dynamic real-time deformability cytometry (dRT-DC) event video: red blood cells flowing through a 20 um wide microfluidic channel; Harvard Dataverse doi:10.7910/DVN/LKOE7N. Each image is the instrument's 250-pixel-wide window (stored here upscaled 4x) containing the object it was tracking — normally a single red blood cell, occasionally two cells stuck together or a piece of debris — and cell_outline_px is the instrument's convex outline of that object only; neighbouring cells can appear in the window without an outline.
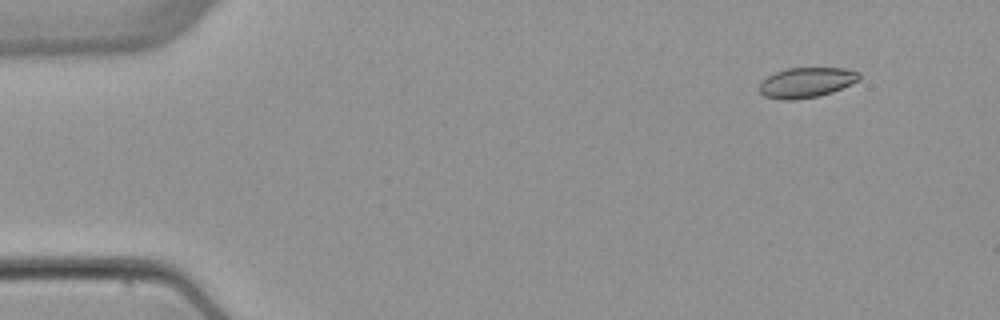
{"species": "common noctule bat (a hibernating species)", "species_latin": "Nyctalus noctula", "temperature_condition": "warm", "stored_images_in_passage": 3, "camera_frame_rate_fps": 3000, "um_per_image_px": 0.085, "animal": {"sex": "female", "body_mass_g": 22.7, "forearm_length_mm": 54.2}, "frame": {"image": 1, "passage_image": 1, "time_ms": 0.0, "image_size_px": [1000, 320], "cell_outline_px": [[860, 80], [852, 84], [832, 92], [816, 96], [796, 100], [784, 100], [764, 96], [756, 88], [760, 80], [784, 68], [844, 68], [860, 72]], "centroid_in_image_um": [68.51, 7.01], "position_along_channel_um": 16.5, "area_um2": 17.8}}
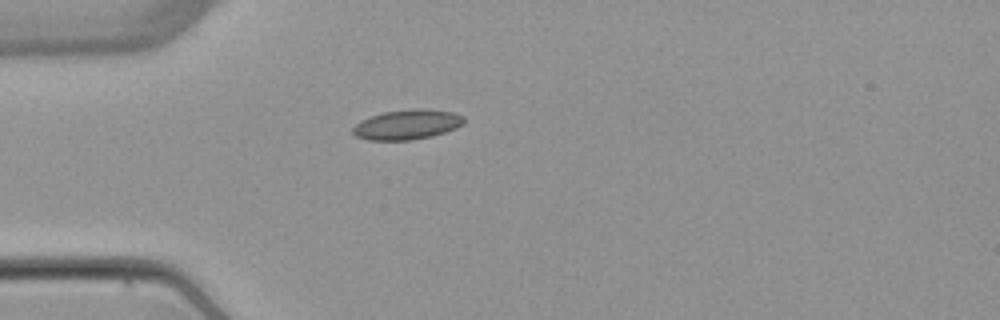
{"frame": {"image": 2, "passage_image": 3, "time_ms": 3.333, "image_size_px": [1000, 320], "cell_outline_px": [[464, 124], [456, 128], [432, 136], [412, 140], [368, 140], [356, 136], [352, 132], [352, 128], [360, 120], [384, 112], [412, 108], [428, 108], [452, 112], [464, 116]], "centroid_in_image_um": [34.62, 10.58], "position_along_channel_um": 50.4, "area_um2": 19.48}}